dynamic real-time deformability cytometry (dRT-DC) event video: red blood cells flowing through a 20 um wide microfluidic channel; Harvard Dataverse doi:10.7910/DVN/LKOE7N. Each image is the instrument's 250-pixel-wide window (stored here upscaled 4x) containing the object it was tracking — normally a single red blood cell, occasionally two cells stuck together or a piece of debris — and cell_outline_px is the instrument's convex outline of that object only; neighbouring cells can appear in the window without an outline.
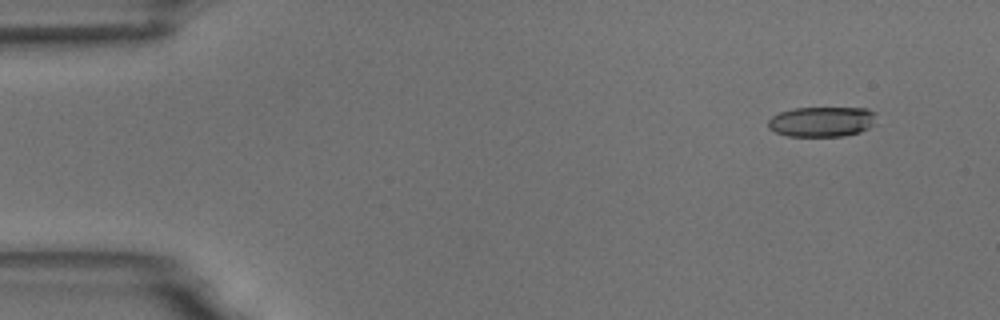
{"species": "common noctule bat (a hibernating species)", "species_latin": "Nyctalus noctula", "temperature_condition": "room temperature", "stored_images_in_passage": 4, "camera_frame_rate_fps": 3000, "um_per_image_px": 0.085, "animal": {"sex": "male", "body_mass_g": 18.8}, "frame": {"image": 1, "passage_image": 1, "time_ms": 0.0, "image_size_px": [1000, 320], "cell_outline_px": [[876, 112], [872, 124], [868, 128], [860, 132], [844, 136], [788, 136], [776, 132], [768, 128], [768, 120], [772, 116], [780, 112], [792, 108], [868, 108]], "centroid_in_image_um": [69.84, 10.34], "position_along_channel_um": 15.2, "area_um2": 19.02}}
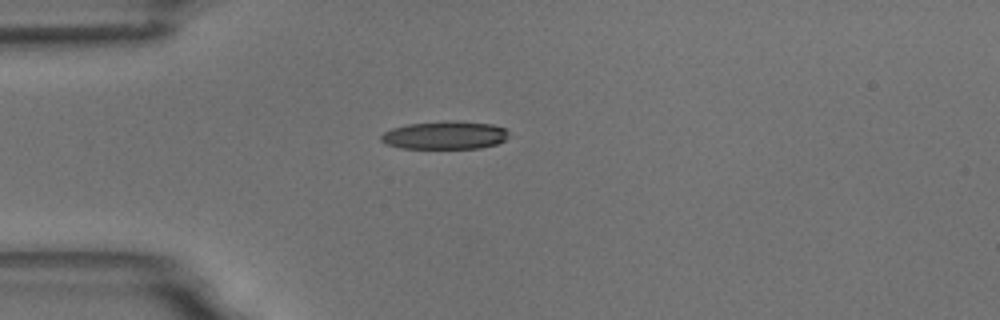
{"frame": {"image": 2, "passage_image": 4, "time_ms": 3.333, "image_size_px": [1000, 320], "cell_outline_px": [[508, 136], [504, 140], [496, 144], [480, 148], [400, 148], [388, 144], [380, 140], [380, 136], [384, 132], [392, 128], [408, 124], [492, 124], [504, 128], [508, 132]], "centroid_in_image_um": [37.78, 11.55], "position_along_channel_um": 47.2, "area_um2": 19.59}}